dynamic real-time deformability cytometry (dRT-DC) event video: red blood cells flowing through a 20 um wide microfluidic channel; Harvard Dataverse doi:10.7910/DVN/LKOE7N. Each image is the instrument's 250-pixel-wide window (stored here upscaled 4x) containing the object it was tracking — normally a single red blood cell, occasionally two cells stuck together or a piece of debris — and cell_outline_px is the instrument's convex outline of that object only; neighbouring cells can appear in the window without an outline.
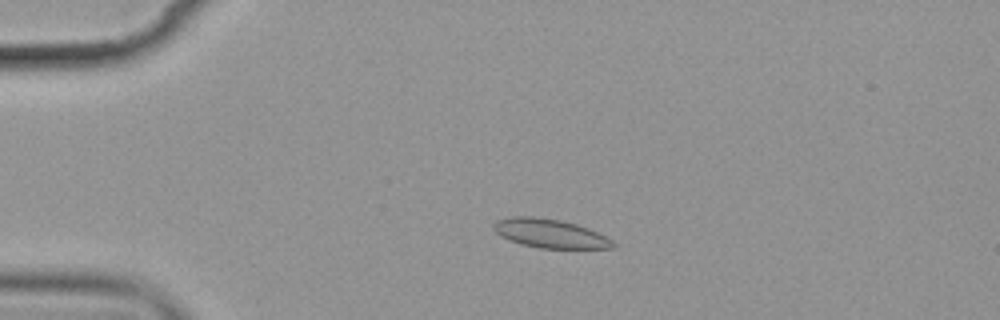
{"species": "common noctule bat (a hibernating species)", "species_latin": "Nyctalus noctula", "temperature_condition": "cold", "stored_images_in_passage": 5, "camera_frame_rate_fps": 3000, "um_per_image_px": 0.085, "animal": {"sex": "female", "body_mass_g": 19.9}, "frame": {"image": 1, "passage_image": 4, "time_ms": 3.667, "image_size_px": [1000, 320], "cell_outline_px": [[616, 248], [540, 248], [520, 244], [500, 236], [492, 228], [492, 224], [496, 220], [512, 216], [532, 216], [560, 220], [576, 224], [588, 228], [612, 240], [616, 244]], "centroid_in_image_um": [46.71, 19.84], "position_along_channel_um": 38.3, "area_um2": 20.06}}